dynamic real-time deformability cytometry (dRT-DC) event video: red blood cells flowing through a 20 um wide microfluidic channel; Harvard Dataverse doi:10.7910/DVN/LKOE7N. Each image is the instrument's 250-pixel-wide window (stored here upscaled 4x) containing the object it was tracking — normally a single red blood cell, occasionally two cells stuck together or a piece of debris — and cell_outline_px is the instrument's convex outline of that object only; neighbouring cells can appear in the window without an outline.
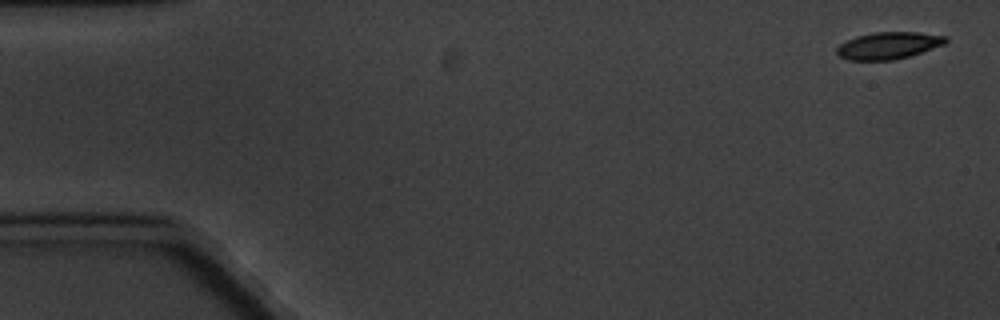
{"species": "common noctule bat (a hibernating species)", "species_latin": "Nyctalus noctula", "temperature_condition": "cold", "stored_images_in_passage": 5, "camera_frame_rate_fps": 3000, "um_per_image_px": 0.085, "animal": {"sex": "male", "body_mass_g": 20.1, "forearm_length_mm": 53.5}, "frame": {"image": 1, "passage_image": 1, "time_ms": 0.0, "image_size_px": [1000, 320], "cell_outline_px": [[948, 40], [944, 44], [908, 56], [892, 60], [848, 60], [840, 56], [836, 52], [836, 48], [840, 44], [856, 36], [872, 32], [916, 32], [948, 36]], "centroid_in_image_um": [75.5, 3.86], "position_along_channel_um": 9.5, "area_um2": 16.99}}
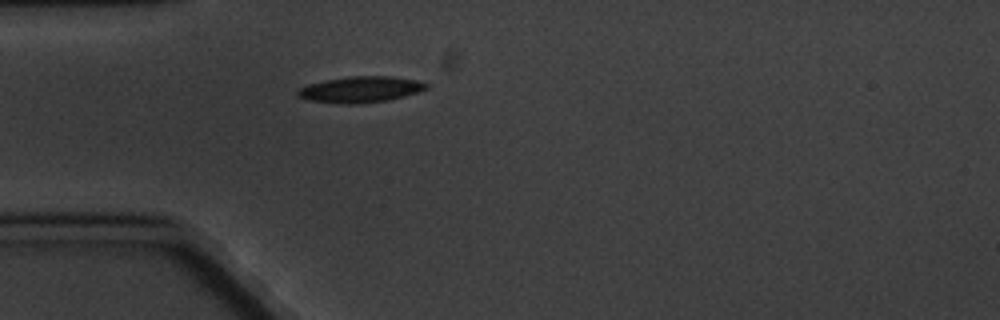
{"frame": {"image": 2, "passage_image": 5, "time_ms": 5.0, "image_size_px": [1000, 320], "cell_outline_px": [[428, 88], [404, 96], [388, 100], [356, 104], [340, 104], [308, 100], [300, 96], [296, 92], [300, 88], [308, 84], [324, 80], [348, 76], [392, 76], [416, 80], [428, 84]], "centroid_in_image_um": [30.63, 7.6], "position_along_channel_um": 54.4, "area_um2": 19.48}}